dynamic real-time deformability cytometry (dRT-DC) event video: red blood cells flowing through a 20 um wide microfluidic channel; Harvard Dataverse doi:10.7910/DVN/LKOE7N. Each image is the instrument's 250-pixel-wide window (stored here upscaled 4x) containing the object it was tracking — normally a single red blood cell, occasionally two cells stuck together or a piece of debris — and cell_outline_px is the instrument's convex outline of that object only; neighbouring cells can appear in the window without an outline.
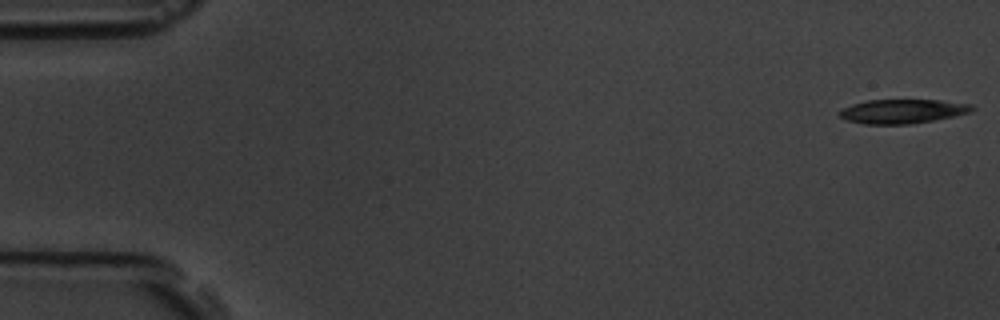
{"species": "common noctule bat (a hibernating species)", "species_latin": "Nyctalus noctula", "temperature_condition": "room temperature", "stored_images_in_passage": 53, "camera_frame_rate_fps": 3000, "um_per_image_px": 0.085, "animal": {"sex": "male", "body_mass_g": 19.5, "forearm_length_mm": 54.6}, "frame": {"image": 1, "passage_image": 1, "time_ms": 0.0, "image_size_px": [1000, 320], "cell_outline_px": [[976, 108], [972, 112], [932, 120], [908, 124], [864, 124], [848, 120], [840, 116], [836, 112], [852, 104], [864, 100], [940, 100], [972, 104]], "centroid_in_image_um": [76.72, 9.45], "position_along_channel_um": 8.3, "area_um2": 18.61}}
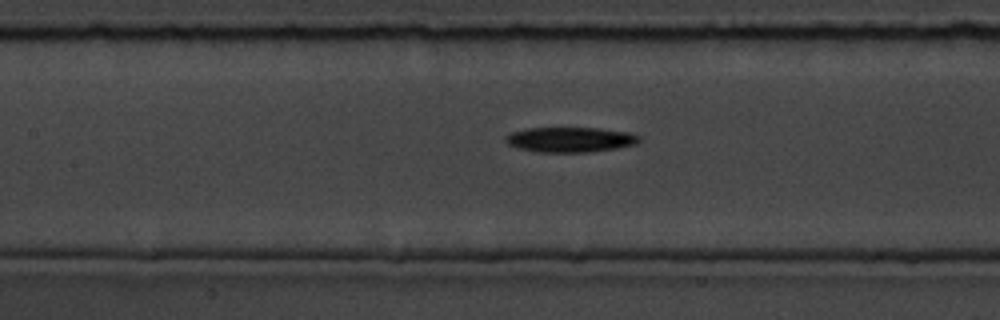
{"frame": {"image": 2, "passage_image": 25, "time_ms": 8.0, "image_size_px": [1000, 320], "cell_outline_px": [[640, 140], [636, 144], [616, 148], [588, 152], [540, 152], [520, 148], [508, 144], [504, 140], [504, 136], [512, 132], [528, 128], [600, 128], [628, 132], [640, 136]], "centroid_in_image_um": [48.47, 11.86], "position_along_channel_um": 158.9, "area_um2": 19.42}}
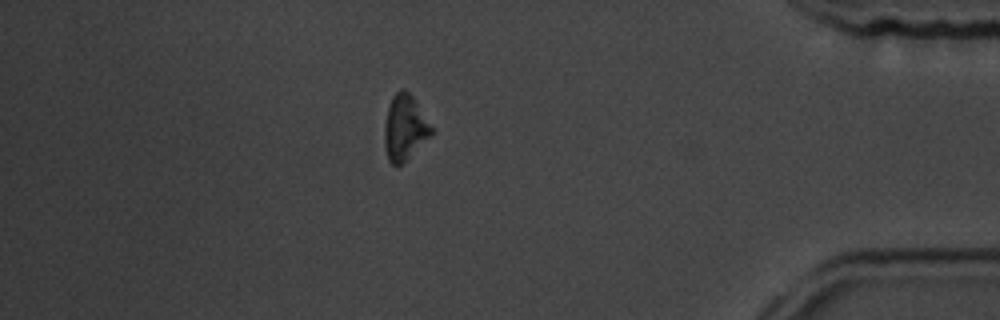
{"frame": {"image": 3, "passage_image": 48, "time_ms": 15.667, "image_size_px": [1000, 320], "cell_outline_px": [[436, 128], [432, 136], [404, 164], [396, 168], [388, 160], [384, 148], [384, 128], [388, 104], [392, 96], [400, 88], [404, 88], [412, 96]], "centroid_in_image_um": [34.44, 10.89], "position_along_channel_um": 400.8, "area_um2": 18.84}, "authors_computed_cell_mechanics": {"area_um2": 19.074, "velocity_mm_per_s": 3.6671, "shape_relaxation_time_tau1_ms": 2.3714, "shape_relaxation_time_tau2_ms": null, "deformation_change_tau1": 0.1351, "deformation_change_tau2": null}}